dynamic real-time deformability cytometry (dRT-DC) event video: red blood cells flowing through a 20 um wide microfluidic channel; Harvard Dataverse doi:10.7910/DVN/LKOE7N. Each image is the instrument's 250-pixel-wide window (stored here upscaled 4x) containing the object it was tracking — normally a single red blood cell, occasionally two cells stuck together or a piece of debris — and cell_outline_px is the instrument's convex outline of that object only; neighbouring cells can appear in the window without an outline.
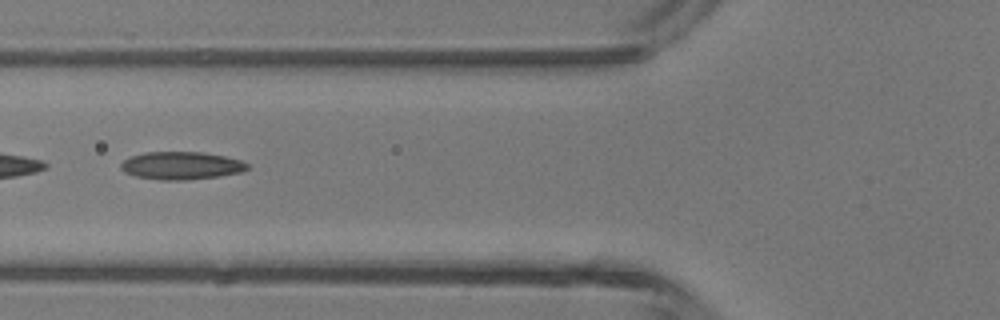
{"species": "common noctule bat (a hibernating species)", "species_latin": "Nyctalus noctula", "temperature_condition": "room temperature", "stored_images_in_passage": 35, "camera_frame_rate_fps": 3000, "um_per_image_px": 0.085, "animal": {"sex": "male", "body_mass_g": 13.3}, "frame": {"image": 1, "passage_image": 12, "time_ms": 3.667, "image_size_px": [1000, 320], "cell_outline_px": [[248, 168], [244, 172], [220, 176], [184, 180], [160, 180], [136, 176], [124, 172], [120, 168], [120, 164], [124, 160], [132, 156], [144, 152], [200, 152], [224, 156], [240, 160], [248, 164]], "centroid_in_image_um": [15.41, 14.08], "position_along_channel_um": 110.4, "area_um2": 20.46}}
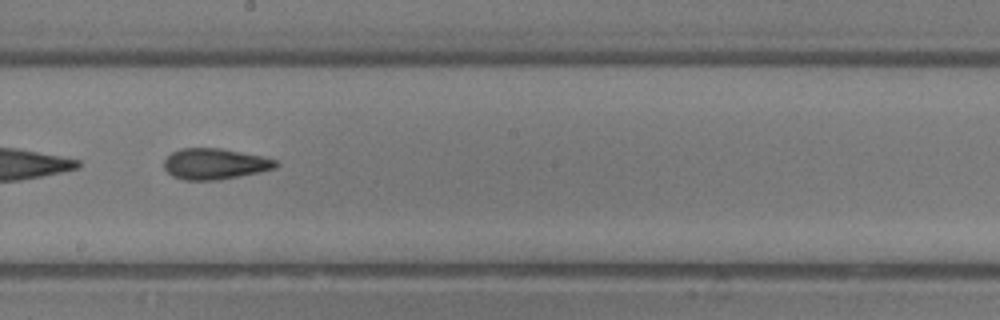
{"frame": {"image": 2, "passage_image": 20, "time_ms": 6.333, "image_size_px": [1000, 320], "cell_outline_px": [[280, 164], [276, 168], [260, 172], [220, 180], [184, 180], [172, 176], [164, 168], [164, 160], [172, 152], [180, 148], [220, 148], [260, 156], [276, 160]], "centroid_in_image_um": [18.25, 13.94], "position_along_channel_um": 229.9, "area_um2": 20.17}}
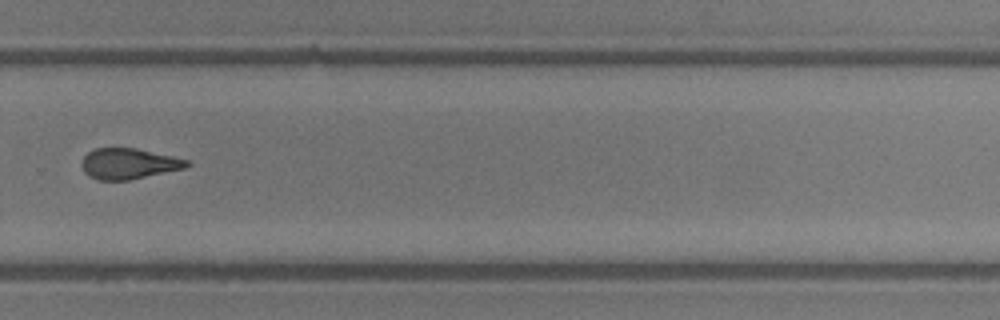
{"frame": {"image": 3, "passage_image": 26, "time_ms": 8.333, "image_size_px": [1000, 320], "cell_outline_px": [[192, 164], [184, 168], [128, 180], [100, 180], [88, 176], [84, 172], [80, 164], [84, 156], [88, 152], [96, 148], [136, 148], [172, 156], [188, 160]], "centroid_in_image_um": [10.91, 13.91], "position_along_channel_um": 318.9, "area_um2": 18.73}, "authors_computed_cell_mechanics": {"area_um2": 20.1722, "velocity_mm_per_s": 4.4693, "shape_relaxation_time_tau1_ms": 8.3556, "shape_relaxation_time_tau2_ms": 3.5922, "deformation_change_tau1": 0.1968, "deformation_change_tau2": 0.1473}}